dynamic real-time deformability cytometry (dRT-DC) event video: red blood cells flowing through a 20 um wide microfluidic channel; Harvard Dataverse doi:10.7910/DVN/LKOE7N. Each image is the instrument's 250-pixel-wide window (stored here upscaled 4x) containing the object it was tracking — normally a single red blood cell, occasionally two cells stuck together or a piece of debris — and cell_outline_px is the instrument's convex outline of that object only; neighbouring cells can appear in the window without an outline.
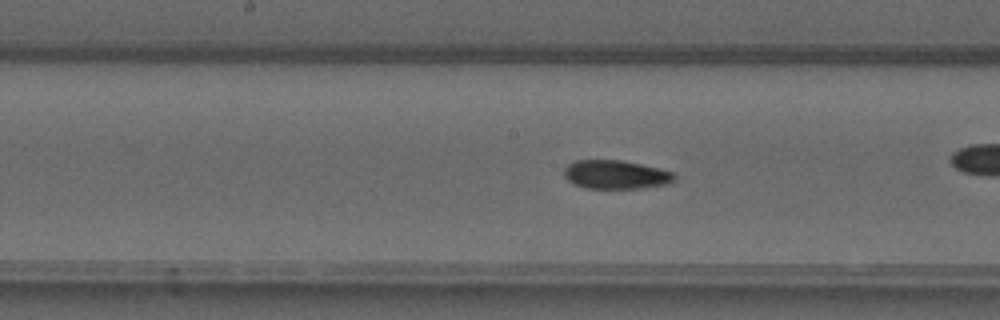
{"species": "common noctule bat (a hibernating species)", "species_latin": "Nyctalus noctula", "temperature_condition": "warm", "stored_images_in_passage": 41, "camera_frame_rate_fps": 3000, "um_per_image_px": 0.085, "animal": {"sex": "male", "forearm_length_mm": 52.5}, "frame": {"image": 1, "passage_image": 24, "time_ms": 7.667, "image_size_px": [1000, 320], "cell_outline_px": [[676, 180], [668, 184], [644, 188], [584, 188], [568, 180], [564, 176], [564, 168], [568, 164], [576, 160], [620, 160], [640, 164], [672, 172], [676, 176]], "centroid_in_image_um": [52.34, 14.84], "position_along_channel_um": 195.9, "area_um2": 18.38}}
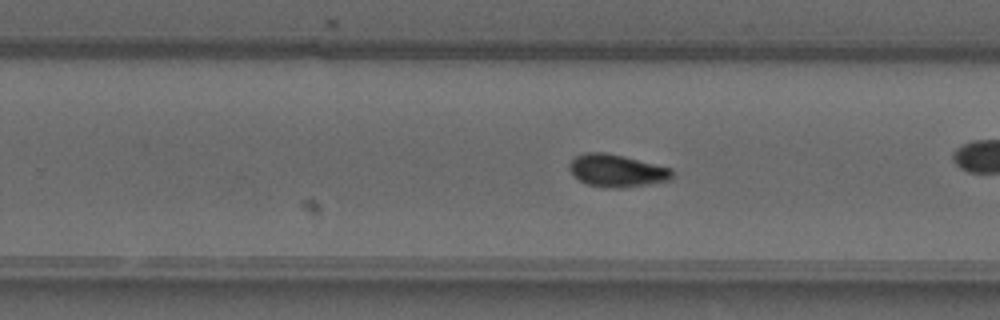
{"frame": {"image": 2, "passage_image": 30, "time_ms": 9.667, "image_size_px": [1000, 320], "cell_outline_px": [[672, 180], [620, 188], [608, 188], [588, 184], [572, 176], [568, 168], [568, 164], [576, 156], [588, 152], [604, 152], [672, 168]], "centroid_in_image_um": [52.4, 14.51], "position_along_channel_um": 277.4, "area_um2": 19.31}, "authors_computed_cell_mechanics": {"area_um2": 18.4382, "velocity_mm_per_s": 4.0971, "shape_relaxation_time_tau1_ms": null, "shape_relaxation_time_tau2_ms": 1.8256, "deformation_change_tau1": null, "deformation_change_tau2": 0.0672}}